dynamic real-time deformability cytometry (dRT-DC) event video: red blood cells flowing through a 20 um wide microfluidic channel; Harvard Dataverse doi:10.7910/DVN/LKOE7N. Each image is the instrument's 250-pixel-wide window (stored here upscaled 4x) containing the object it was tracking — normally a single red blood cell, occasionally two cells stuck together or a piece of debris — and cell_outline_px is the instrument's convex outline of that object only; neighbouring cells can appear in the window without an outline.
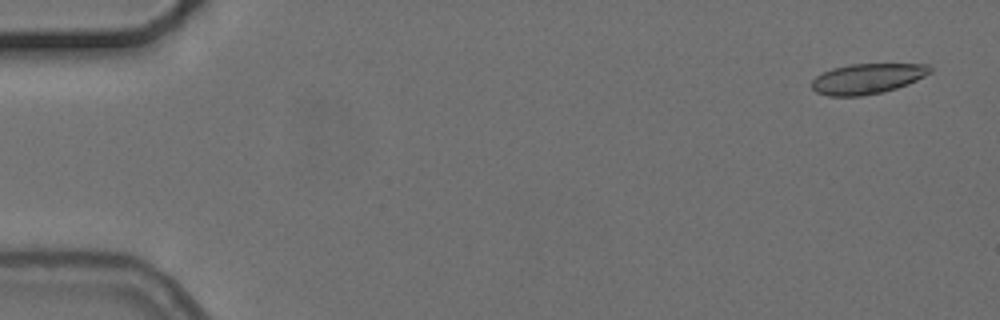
{"species": "common noctule bat (a hibernating species)", "species_latin": "Nyctalus noctula", "temperature_condition": "cold", "stored_images_in_passage": 4, "camera_frame_rate_fps": 3000, "um_per_image_px": 0.085, "animal": {"sex": "female", "body_mass_g": 24.6, "forearm_length_mm": 56.2}, "frame": {"image": 1, "passage_image": 1, "time_ms": 0.0, "image_size_px": [1000, 320], "cell_outline_px": [[932, 72], [908, 84], [884, 92], [860, 96], [828, 96], [816, 92], [812, 88], [812, 80], [816, 76], [832, 68], [852, 64], [932, 64]], "centroid_in_image_um": [73.74, 6.69], "position_along_channel_um": 11.3, "area_um2": 20.92}}
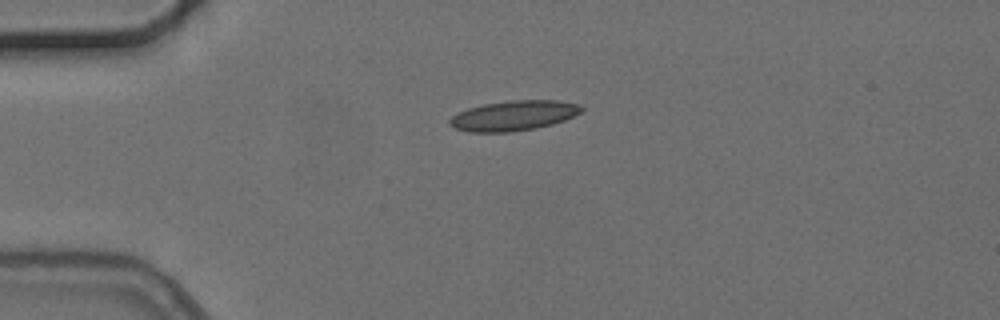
{"frame": {"image": 2, "passage_image": 4, "time_ms": 3.667, "image_size_px": [1000, 320], "cell_outline_px": [[584, 108], [580, 112], [564, 120], [552, 124], [536, 128], [512, 132], [468, 132], [456, 128], [448, 124], [448, 120], [452, 116], [468, 108], [484, 104], [512, 100], [556, 100], [580, 104]], "centroid_in_image_um": [43.65, 9.83], "position_along_channel_um": 41.3, "area_um2": 23.0}}